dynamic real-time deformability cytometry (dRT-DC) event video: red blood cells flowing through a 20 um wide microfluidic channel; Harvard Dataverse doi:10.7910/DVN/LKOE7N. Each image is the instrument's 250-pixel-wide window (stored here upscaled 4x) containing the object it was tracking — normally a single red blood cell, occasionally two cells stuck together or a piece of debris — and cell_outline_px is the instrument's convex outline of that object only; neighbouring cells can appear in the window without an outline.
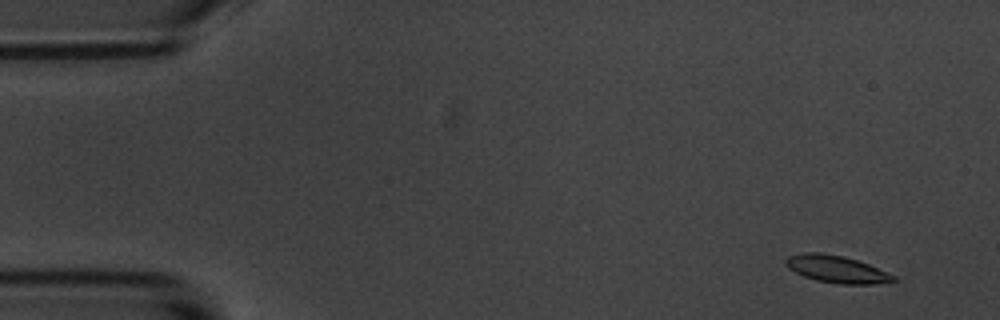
{"species": "common noctule bat (a hibernating species)", "species_latin": "Nyctalus noctula", "temperature_condition": "room temperature", "stored_images_in_passage": 55, "camera_frame_rate_fps": 3000, "um_per_image_px": 0.085, "animal": {"sex": "male", "body_mass_g": 20.1, "forearm_length_mm": 53.5}, "frame": {"image": 1, "passage_image": 1, "time_ms": 0.0, "image_size_px": [1000, 320], "cell_outline_px": [[900, 280], [872, 284], [840, 284], [816, 280], [804, 276], [788, 268], [784, 264], [784, 260], [788, 256], [804, 252], [820, 252], [844, 256], [868, 264], [896, 276]], "centroid_in_image_um": [71.1, 22.87], "position_along_channel_um": 13.9, "area_um2": 17.11}}
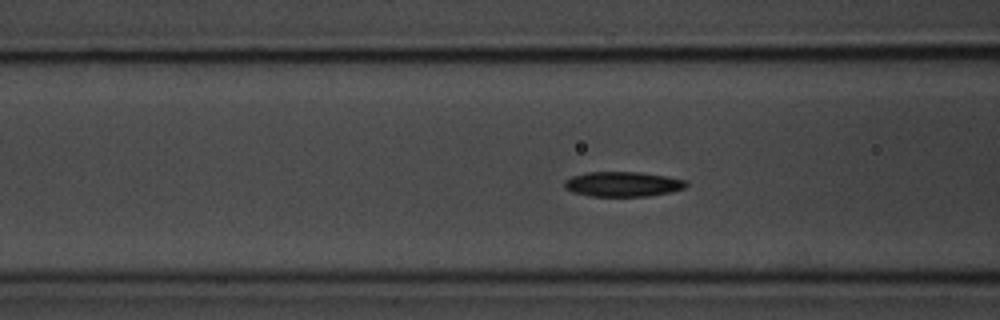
{"frame": {"image": 2, "passage_image": 19, "time_ms": 6.0, "image_size_px": [1000, 320], "cell_outline_px": [[688, 184], [684, 188], [672, 192], [648, 196], [588, 196], [572, 192], [564, 188], [564, 180], [572, 176], [588, 172], [640, 172], [668, 176], [688, 180]], "centroid_in_image_um": [52.95, 15.65], "position_along_channel_um": 113.6, "area_um2": 17.92}}
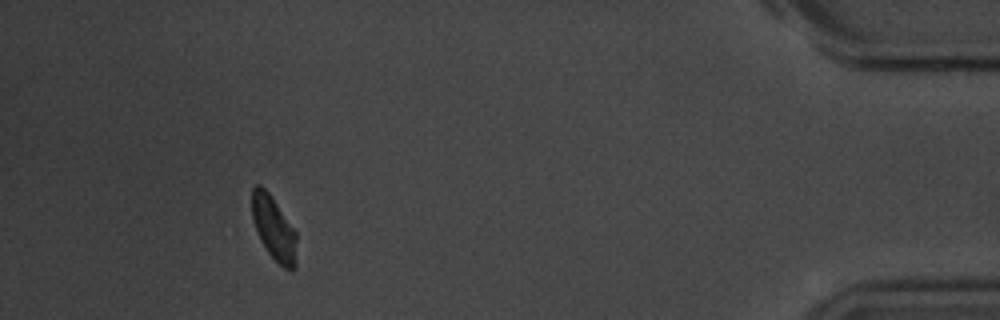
{"frame": {"image": 3, "passage_image": 50, "time_ms": 16.333, "image_size_px": [1000, 320], "cell_outline_px": [[296, 268], [284, 268], [268, 252], [260, 240], [256, 232], [252, 216], [252, 188], [256, 184], [260, 184], [268, 192], [296, 232]], "centroid_in_image_um": [23.25, 19.39], "position_along_channel_um": 411.9, "area_um2": 16.36}, "authors_computed_cell_mechanics": {"area_um2": 17.6868, "velocity_mm_per_s": 3.4771, "shape_relaxation_time_tau1_ms": 2.5277, "shape_relaxation_time_tau2_ms": 7.17, "deformation_change_tau1": 0.0981, "deformation_change_tau2": 0.1033}}